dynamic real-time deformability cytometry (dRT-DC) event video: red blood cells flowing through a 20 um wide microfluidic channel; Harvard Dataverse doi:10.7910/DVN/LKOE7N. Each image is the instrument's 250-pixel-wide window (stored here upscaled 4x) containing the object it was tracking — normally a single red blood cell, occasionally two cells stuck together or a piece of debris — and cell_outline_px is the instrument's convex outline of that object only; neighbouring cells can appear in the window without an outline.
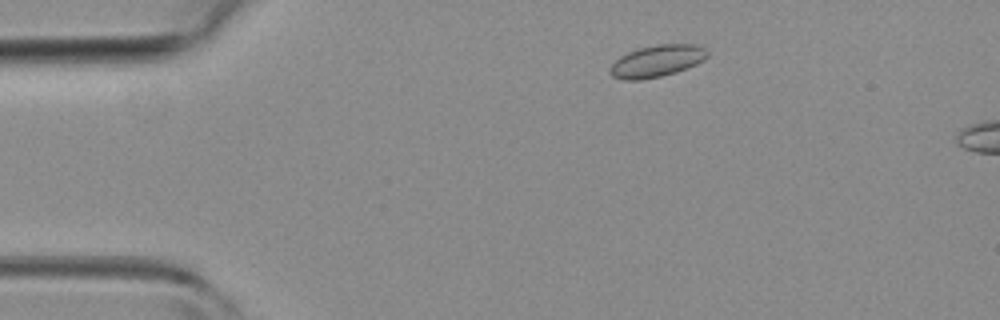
{"species": "common noctule bat (a hibernating species)", "species_latin": "Nyctalus noctula", "temperature_condition": "room temperature", "stored_images_in_passage": 3, "camera_frame_rate_fps": 3000, "um_per_image_px": 0.085, "animal": {"sex": "female", "body_mass_g": 19.3, "forearm_length_mm": 54.1}, "frame": {"image": 1, "passage_image": 1, "time_ms": 0.0, "image_size_px": [1000, 320], "cell_outline_px": [[708, 56], [704, 60], [688, 68], [676, 72], [660, 76], [640, 80], [624, 80], [612, 76], [608, 72], [608, 68], [620, 56], [628, 52], [640, 48], [656, 44], [696, 44], [704, 48], [708, 52]], "centroid_in_image_um": [55.83, 5.19], "position_along_channel_um": 29.2, "area_um2": 18.15}}